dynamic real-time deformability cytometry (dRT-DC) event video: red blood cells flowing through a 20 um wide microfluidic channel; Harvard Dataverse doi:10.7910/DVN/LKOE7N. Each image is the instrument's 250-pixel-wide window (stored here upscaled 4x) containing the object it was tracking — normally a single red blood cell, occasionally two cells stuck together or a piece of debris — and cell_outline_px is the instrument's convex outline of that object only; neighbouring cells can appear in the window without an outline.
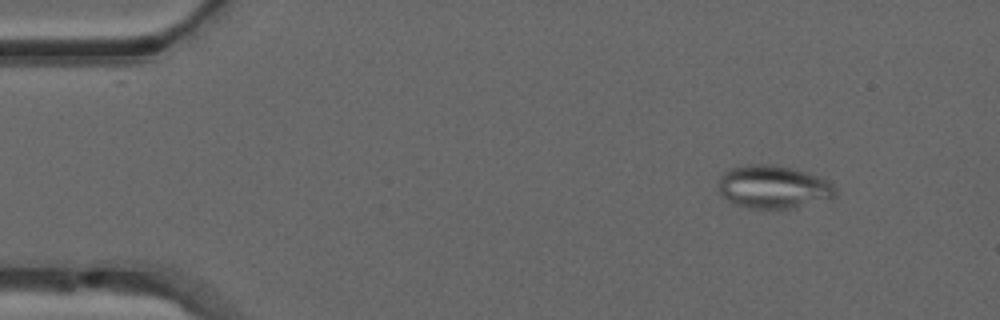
{"species": "common noctule bat (a hibernating species)", "species_latin": "Nyctalus noctula", "temperature_condition": "warm", "stored_images_in_passage": 51, "segment_of_instrument_passage": [1, 2], "camera_frame_rate_fps": 3000, "um_per_image_px": 0.085, "animal": {"sex": "male", "forearm_length_mm": 52.5}, "frame": {"image": 1, "passage_image": 6, "time_ms": 1.667, "image_size_px": [1000, 320], "cell_outline_px": [[836, 196], [832, 200], [796, 208], [748, 208], [732, 204], [720, 196], [720, 176], [724, 172], [740, 164], [772, 164], [792, 168], [820, 176], [828, 180], [836, 188]], "centroid_in_image_um": [65.77, 15.9], "position_along_channel_um": 19.2, "area_um2": 30.0}}